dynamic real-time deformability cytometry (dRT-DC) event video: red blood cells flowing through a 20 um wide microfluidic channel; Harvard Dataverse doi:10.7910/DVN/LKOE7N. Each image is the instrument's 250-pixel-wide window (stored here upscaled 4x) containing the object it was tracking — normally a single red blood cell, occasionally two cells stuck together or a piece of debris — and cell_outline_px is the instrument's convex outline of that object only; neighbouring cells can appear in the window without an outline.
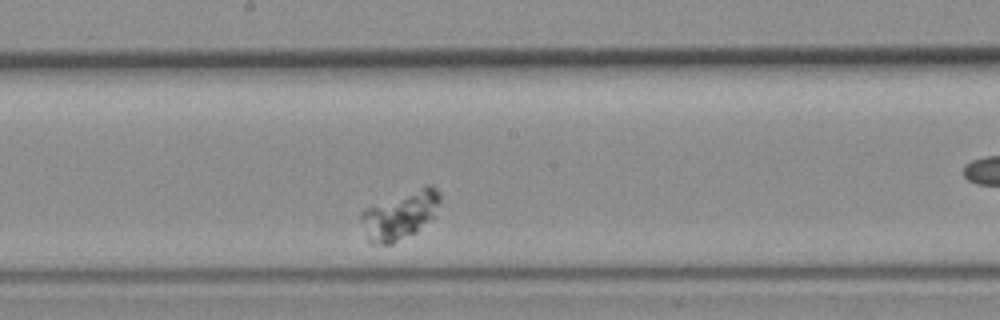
{"species": "common noctule bat (a hibernating species)", "species_latin": "Nyctalus noctula", "temperature_condition": "room temperature", "stored_images_in_passage": 22, "camera_frame_rate_fps": 3000, "um_per_image_px": 0.085, "animal": {"sex": "female", "body_mass_g": 19.3, "forearm_length_mm": 54.1}, "frame": {"image": 1, "passage_image": 10, "time_ms": 3.0, "image_size_px": [1000, 320], "cell_outline_px": [[440, 200], [432, 216], [416, 232], [392, 244], [372, 244], [368, 240], [360, 216], [360, 212], [368, 208], [428, 184], [432, 184], [440, 192]], "centroid_in_image_um": [34.01, 18.31], "position_along_channel_um": 214.2, "area_um2": 21.33}}